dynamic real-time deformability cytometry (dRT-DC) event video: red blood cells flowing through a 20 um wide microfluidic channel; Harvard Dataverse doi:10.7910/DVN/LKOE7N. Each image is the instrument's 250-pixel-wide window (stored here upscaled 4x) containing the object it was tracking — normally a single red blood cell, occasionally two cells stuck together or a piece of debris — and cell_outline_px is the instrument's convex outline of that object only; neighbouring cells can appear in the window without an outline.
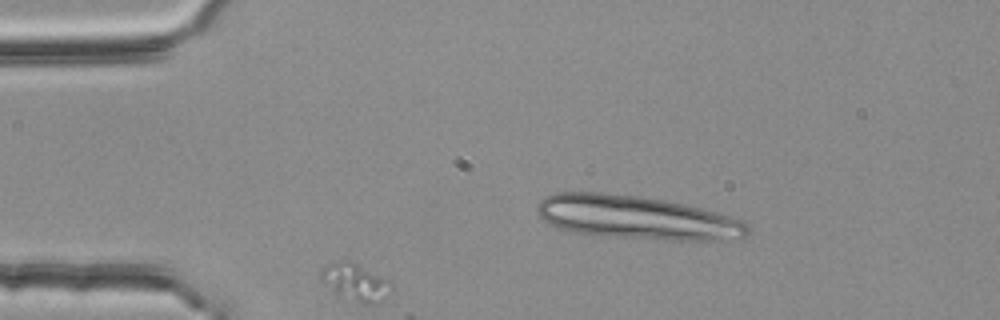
{"species": "common noctule bat (a hibernating species)", "species_latin": "Nyctalus noctula", "temperature_condition": "room temperature", "stored_images_in_passage": 10, "segment_of_instrument_passage": [2, 2], "camera_frame_rate_fps": 3000, "um_per_image_px": 0.085, "animal": {"sex": "female", "body_mass_g": 25.1}, "frame": {"image": 1, "passage_image": 9, "time_ms": 2.667, "image_size_px": [1000, 320], "cell_outline_px": [[392, 292], [372, 304], [364, 304], [336, 296], [320, 280], [320, 272], [324, 268], [336, 260], [348, 260], [388, 280], [392, 284]], "centroid_in_image_um": [30.16, 24.01], "position_along_channel_um": 54.8, "area_um2": 15.2}}